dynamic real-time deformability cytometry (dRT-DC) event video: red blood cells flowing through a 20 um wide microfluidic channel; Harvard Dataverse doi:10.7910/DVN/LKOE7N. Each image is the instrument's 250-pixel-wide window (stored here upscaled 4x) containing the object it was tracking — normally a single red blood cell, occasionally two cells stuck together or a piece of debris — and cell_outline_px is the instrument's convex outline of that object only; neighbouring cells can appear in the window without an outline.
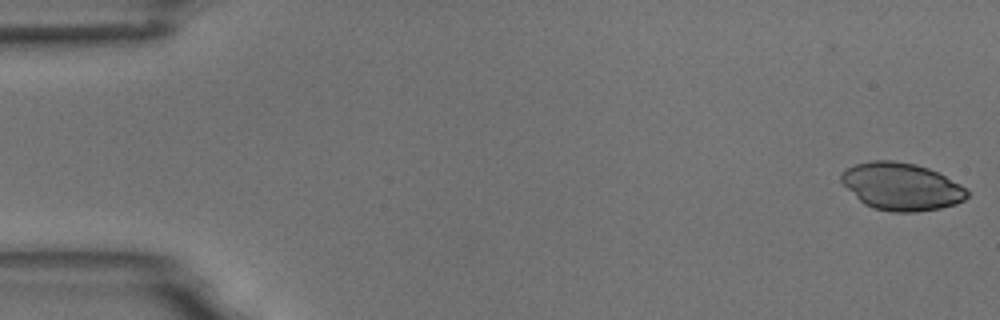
{"species": "common noctule bat (a hibernating species)", "species_latin": "Nyctalus noctula", "temperature_condition": "room temperature", "stored_images_in_passage": 4, "camera_frame_rate_fps": 3000, "um_per_image_px": 0.085, "animal": {"sex": "male", "body_mass_g": 18.8}, "frame": {"image": 1, "passage_image": 1, "time_ms": 0.0, "image_size_px": [1000, 320], "cell_outline_px": [[968, 196], [964, 200], [956, 204], [940, 208], [916, 212], [892, 212], [872, 208], [864, 204], [840, 180], [840, 172], [856, 164], [872, 160], [892, 160], [916, 164], [928, 168], [960, 184], [968, 192]], "centroid_in_image_um": [76.61, 15.86], "position_along_channel_um": 8.4, "area_um2": 34.62}}